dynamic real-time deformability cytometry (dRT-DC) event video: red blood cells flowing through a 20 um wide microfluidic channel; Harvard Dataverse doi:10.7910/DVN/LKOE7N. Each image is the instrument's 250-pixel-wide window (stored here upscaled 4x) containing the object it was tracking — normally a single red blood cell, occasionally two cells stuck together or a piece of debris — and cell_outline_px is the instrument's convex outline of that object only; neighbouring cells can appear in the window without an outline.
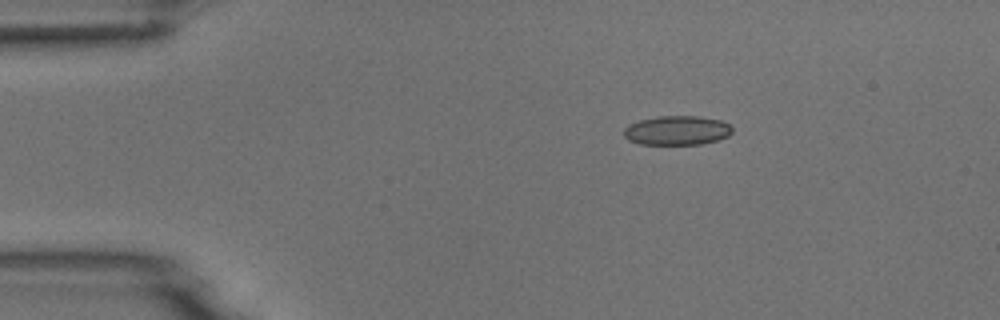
{"species": "common noctule bat (a hibernating species)", "species_latin": "Nyctalus noctula", "temperature_condition": "room temperature", "stored_images_in_passage": 2, "camera_frame_rate_fps": 3000, "um_per_image_px": 0.085, "animal": {"sex": "male", "body_mass_g": 18.8}, "frame": {"image": 1, "passage_image": 1, "time_ms": 0.0, "image_size_px": [1000, 320], "cell_outline_px": [[732, 132], [728, 136], [716, 140], [700, 144], [640, 144], [628, 140], [624, 136], [624, 128], [628, 124], [640, 120], [656, 116], [700, 116], [720, 120], [728, 124], [732, 128]], "centroid_in_image_um": [57.52, 11.08], "position_along_channel_um": 27.5, "area_um2": 18.5}}